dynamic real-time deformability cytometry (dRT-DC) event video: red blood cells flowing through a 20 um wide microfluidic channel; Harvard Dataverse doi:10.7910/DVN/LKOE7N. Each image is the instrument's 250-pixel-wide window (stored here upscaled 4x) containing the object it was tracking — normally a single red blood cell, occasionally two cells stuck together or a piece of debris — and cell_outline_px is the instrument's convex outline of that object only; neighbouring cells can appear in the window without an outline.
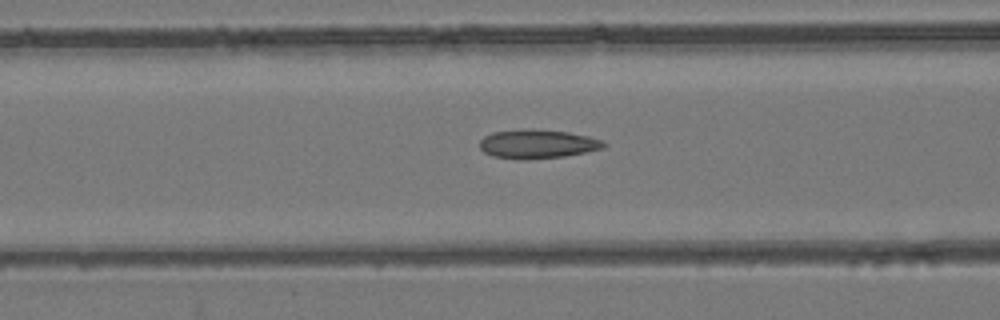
{"species": "common noctule bat (a hibernating species)", "species_latin": "Nyctalus noctula", "temperature_condition": "room temperature", "stored_images_in_passage": 54, "camera_frame_rate_fps": 3000, "um_per_image_px": 0.085, "animal": {"sex": "female", "body_mass_g": 24.6, "forearm_length_mm": 56.2}, "frame": {"image": 1, "passage_image": 22, "time_ms": 7.0, "image_size_px": [1000, 320], "cell_outline_px": [[608, 144], [604, 148], [564, 156], [524, 160], [492, 156], [484, 152], [480, 148], [480, 140], [484, 136], [492, 132], [568, 132], [588, 136], [600, 140]], "centroid_in_image_um": [45.7, 12.29], "position_along_channel_um": 120.9, "area_um2": 19.83}}
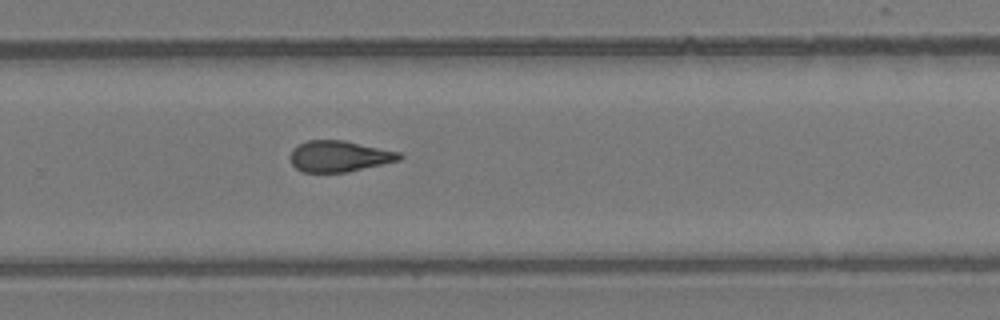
{"frame": {"image": 2, "passage_image": 36, "time_ms": 11.667, "image_size_px": [1000, 320], "cell_outline_px": [[404, 156], [400, 160], [348, 172], [304, 172], [296, 168], [292, 164], [288, 156], [292, 148], [296, 144], [308, 140], [344, 140], [400, 152]], "centroid_in_image_um": [28.8, 13.27], "position_along_channel_um": 301.0, "area_um2": 20.0}}
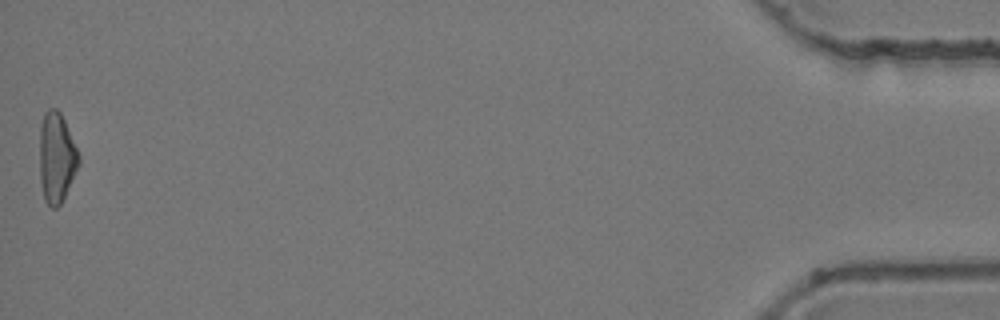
{"frame": {"image": 3, "passage_image": 54, "time_ms": 17.667, "image_size_px": [1000, 320], "cell_outline_px": [[80, 164], [60, 204], [56, 208], [52, 208], [44, 200], [40, 180], [40, 124], [44, 112], [48, 108], [56, 108], [60, 112], [64, 120], [80, 156]], "centroid_in_image_um": [4.8, 13.38], "position_along_channel_um": 430.4, "area_um2": 20.52}, "authors_computed_cell_mechanics": {"area_um2": 20.3456, "velocity_mm_per_s": 3.864, "shape_relaxation_time_tau1_ms": null, "shape_relaxation_time_tau2_ms": 2.218, "deformation_change_tau1": null, "deformation_change_tau2": 0.0795}}